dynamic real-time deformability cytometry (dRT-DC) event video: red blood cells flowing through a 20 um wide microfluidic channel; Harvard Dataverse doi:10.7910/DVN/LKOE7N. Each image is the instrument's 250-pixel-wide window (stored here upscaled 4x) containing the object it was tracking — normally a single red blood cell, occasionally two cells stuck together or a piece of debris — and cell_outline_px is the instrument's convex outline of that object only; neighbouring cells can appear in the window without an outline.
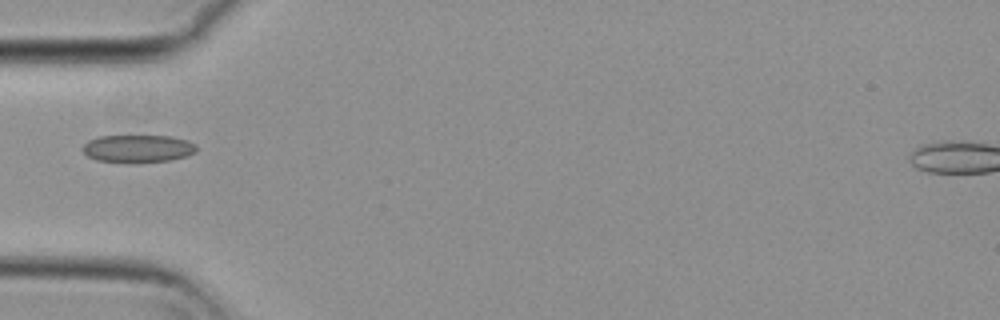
{"species": "common noctule bat (a hibernating species)", "species_latin": "Nyctalus noctula", "temperature_condition": "cold", "stored_images_in_passage": 8, "camera_frame_rate_fps": 3000, "um_per_image_px": 0.085, "animal": {"sex": "female", "body_mass_g": 29.2, "forearm_length_mm": 56.3}, "frame": {"image": 1, "passage_image": 1, "time_ms": 0.0, "image_size_px": [1000, 320], "cell_outline_px": [[196, 152], [172, 160], [136, 164], [124, 164], [96, 160], [88, 156], [80, 148], [88, 140], [100, 136], [172, 136], [188, 140], [196, 144]], "centroid_in_image_um": [11.7, 12.66], "position_along_channel_um": 73.3, "area_um2": 18.9}}
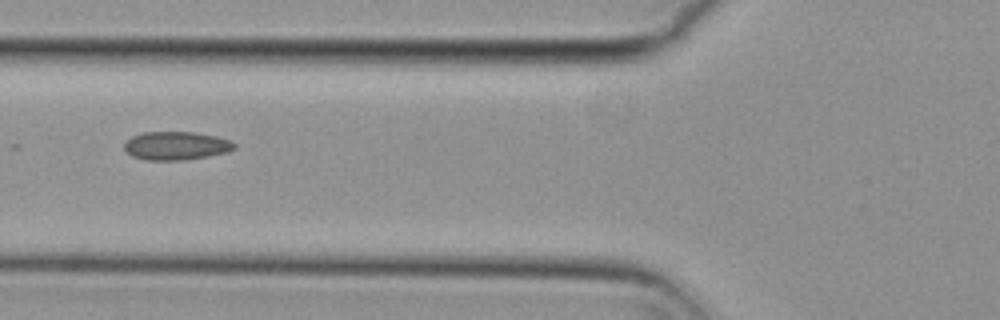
{"frame": {"image": 2, "passage_image": 4, "time_ms": 1.0, "image_size_px": [1000, 320], "cell_outline_px": [[236, 148], [228, 152], [208, 156], [184, 160], [144, 160], [132, 156], [124, 148], [124, 144], [132, 136], [144, 132], [192, 132], [216, 136], [232, 140], [236, 144]], "centroid_in_image_um": [15.0, 12.39], "position_along_channel_um": 110.8, "area_um2": 18.26}}